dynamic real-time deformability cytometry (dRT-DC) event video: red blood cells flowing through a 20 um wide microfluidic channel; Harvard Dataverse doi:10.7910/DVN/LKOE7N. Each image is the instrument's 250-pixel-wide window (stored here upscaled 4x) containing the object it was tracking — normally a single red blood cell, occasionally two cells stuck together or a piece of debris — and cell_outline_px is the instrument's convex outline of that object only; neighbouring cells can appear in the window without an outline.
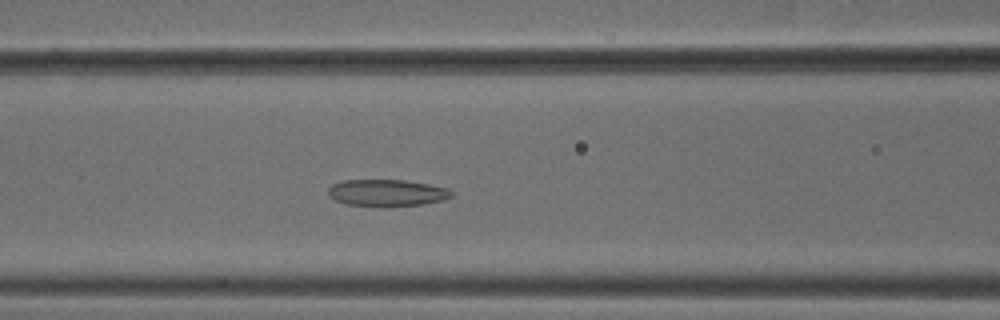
{"species": "common noctule bat (a hibernating species)", "species_latin": "Nyctalus noctula", "temperature_condition": "cold", "stored_images_in_passage": 45, "camera_frame_rate_fps": 3000, "um_per_image_px": 0.085, "animal": {"sex": "male", "body_mass_g": 18.8}, "frame": {"image": 1, "passage_image": 14, "time_ms": 4.333, "image_size_px": [1000, 320], "cell_outline_px": [[452, 196], [444, 200], [424, 204], [380, 208], [344, 204], [328, 196], [328, 188], [332, 184], [344, 180], [404, 180], [428, 184], [448, 188], [452, 192]], "centroid_in_image_um": [32.86, 16.41], "position_along_channel_um": 133.7, "area_um2": 19.71}}
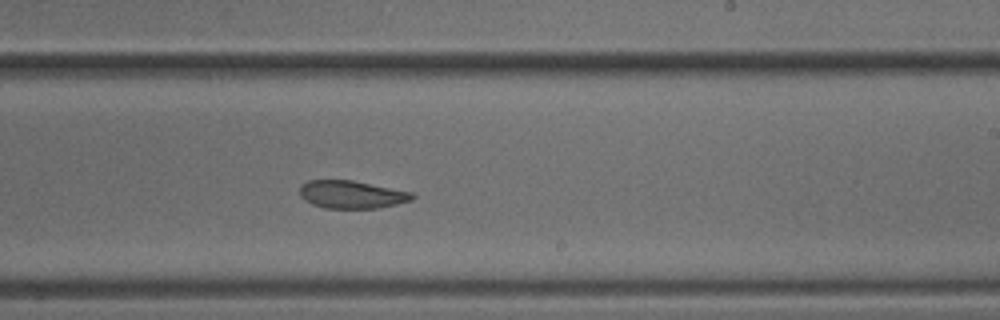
{"frame": {"image": 2, "passage_image": 24, "time_ms": 7.667, "image_size_px": [1000, 320], "cell_outline_px": [[416, 196], [412, 200], [396, 204], [376, 208], [324, 208], [312, 204], [304, 200], [300, 196], [300, 188], [308, 180], [352, 180], [412, 192]], "centroid_in_image_um": [29.89, 16.53], "position_along_channel_um": 259.1, "area_um2": 18.15}}
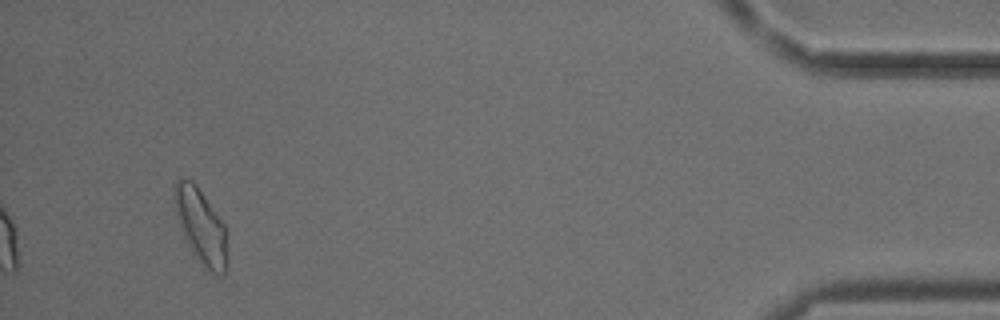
{"frame": {"image": 3, "passage_image": 42, "time_ms": 13.667, "image_size_px": [1000, 320], "cell_outline_px": [[228, 260], [224, 272], [212, 272], [200, 260], [184, 236], [180, 224], [172, 196], [172, 188], [176, 180], [180, 176], [192, 180], [196, 184], [224, 224], [228, 232]], "centroid_in_image_um": [17.09, 19.12], "position_along_channel_um": 418.1, "area_um2": 22.77}, "authors_computed_cell_mechanics": {"area_um2": 19.9988, "velocity_mm_per_s": 3.7641, "shape_relaxation_time_tau1_ms": 4.0743, "shape_relaxation_time_tau2_ms": 2.3867, "deformation_change_tau1": 0.1038, "deformation_change_tau2": 0.0855}}